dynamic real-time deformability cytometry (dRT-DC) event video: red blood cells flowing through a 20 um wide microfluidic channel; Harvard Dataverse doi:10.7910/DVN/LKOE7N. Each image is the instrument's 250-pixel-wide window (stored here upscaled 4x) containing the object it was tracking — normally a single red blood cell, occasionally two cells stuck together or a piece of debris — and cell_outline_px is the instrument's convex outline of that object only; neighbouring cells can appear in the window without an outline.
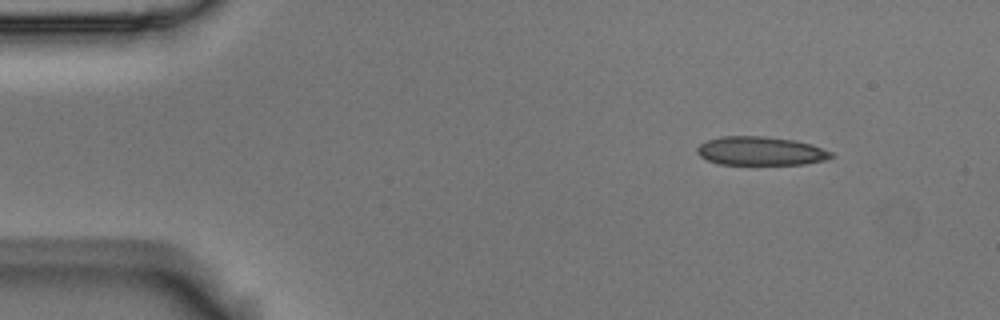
{"species": "Egyptian fruit bat (a non-hibernating species)", "species_latin": "Rousettus aegyptiacus", "temperature_condition": "room temperature", "stored_images_in_passage": 50, "camera_frame_rate_fps": 3000, "um_per_image_px": 0.085, "animal": {"sex": "male"}, "frame": {"image": 1, "passage_image": 1, "time_ms": 0.0, "image_size_px": [1000, 320], "cell_outline_px": [[836, 156], [824, 160], [804, 164], [720, 164], [708, 160], [700, 156], [696, 152], [696, 148], [700, 144], [708, 140], [720, 136], [764, 136], [796, 140], [832, 152]], "centroid_in_image_um": [64.63, 12.83], "position_along_channel_um": 20.4, "area_um2": 22.31}}
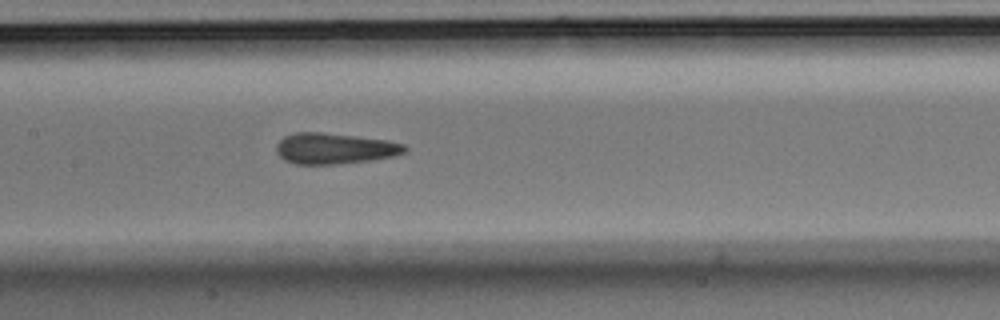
{"frame": {"image": 2, "passage_image": 21, "time_ms": 6.667, "image_size_px": [1000, 320], "cell_outline_px": [[408, 148], [404, 152], [392, 156], [372, 160], [336, 164], [296, 164], [284, 160], [276, 152], [276, 144], [284, 136], [296, 132], [324, 132], [388, 140], [404, 144]], "centroid_in_image_um": [28.42, 12.61], "position_along_channel_um": 179.0, "area_um2": 23.18}}
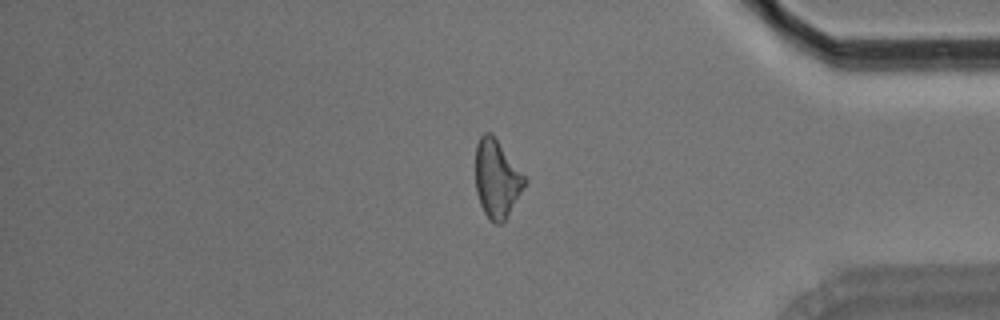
{"frame": {"image": 3, "passage_image": 41, "time_ms": 13.333, "image_size_px": [1000, 320], "cell_outline_px": [[528, 180], [504, 220], [500, 224], [496, 224], [484, 212], [480, 204], [476, 192], [476, 144], [480, 136], [484, 132], [492, 132]], "centroid_in_image_um": [42.22, 15.14], "position_along_channel_um": 393.0, "area_um2": 22.08}, "authors_computed_cell_mechanics": {"area_um2": 22.7732, "velocity_mm_per_s": 3.5938, "shape_relaxation_time_tau1_ms": null, "shape_relaxation_time_tau2_ms": 3.5365, "deformation_change_tau1": null, "deformation_change_tau2": 0.1014}}